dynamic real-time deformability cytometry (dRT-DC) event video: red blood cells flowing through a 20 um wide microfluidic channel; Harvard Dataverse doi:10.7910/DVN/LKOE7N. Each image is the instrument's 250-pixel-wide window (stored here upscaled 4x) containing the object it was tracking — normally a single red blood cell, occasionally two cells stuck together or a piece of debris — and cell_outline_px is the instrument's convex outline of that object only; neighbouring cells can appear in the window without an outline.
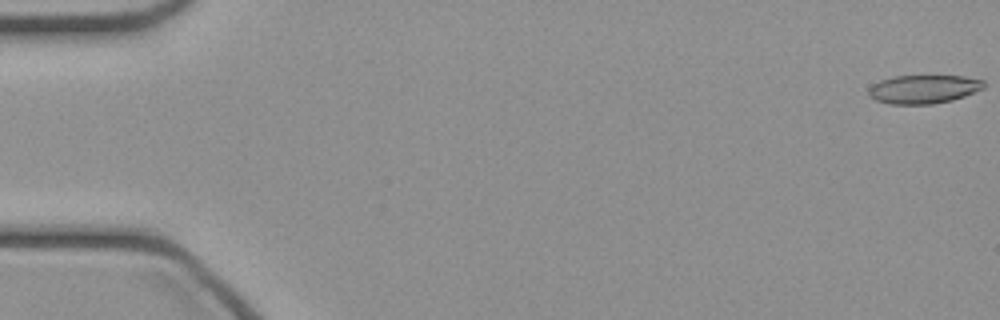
{"species": "common noctule bat (a hibernating species)", "species_latin": "Nyctalus noctula", "temperature_condition": "cold", "stored_images_in_passage": 47, "camera_frame_rate_fps": 3000, "um_per_image_px": 0.085, "animal": {"sex": "female", "body_mass_g": 21.9}, "frame": {"image": 1, "passage_image": 1, "time_ms": 0.0, "image_size_px": [1000, 320], "cell_outline_px": [[984, 88], [964, 96], [952, 100], [932, 104], [888, 104], [876, 100], [868, 96], [868, 88], [872, 84], [880, 80], [892, 76], [964, 76], [984, 80]], "centroid_in_image_um": [78.47, 7.58], "position_along_channel_um": 6.5, "area_um2": 19.31}}
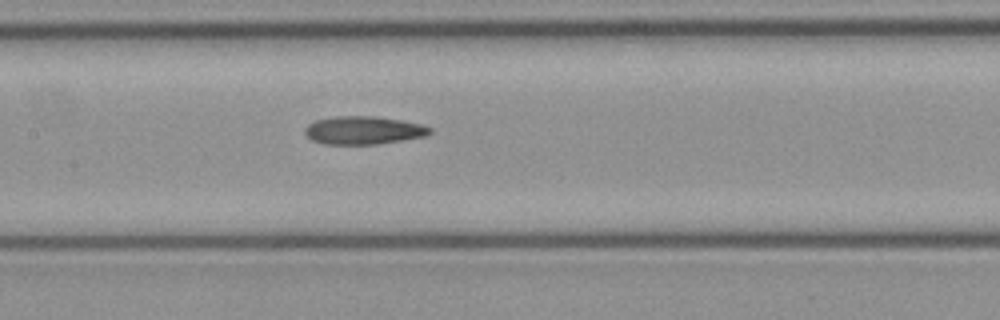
{"frame": {"image": 2, "passage_image": 23, "time_ms": 7.333, "image_size_px": [1000, 320], "cell_outline_px": [[432, 132], [424, 136], [376, 144], [324, 144], [312, 140], [304, 132], [304, 128], [308, 124], [316, 120], [336, 116], [376, 116], [400, 120], [420, 124], [432, 128]], "centroid_in_image_um": [30.87, 11.07], "position_along_channel_um": 176.5, "area_um2": 20.29}}
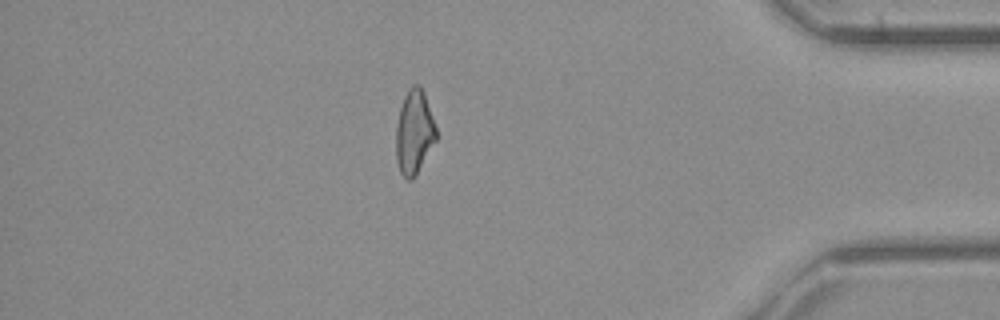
{"frame": {"image": 3, "passage_image": 41, "time_ms": 13.333, "image_size_px": [1000, 320], "cell_outline_px": [[436, 140], [412, 180], [408, 180], [400, 172], [396, 160], [396, 124], [400, 108], [404, 96], [408, 88], [412, 84], [420, 84], [424, 92], [436, 128]], "centroid_in_image_um": [35.19, 11.2], "position_along_channel_um": 400.0, "area_um2": 19.54}}